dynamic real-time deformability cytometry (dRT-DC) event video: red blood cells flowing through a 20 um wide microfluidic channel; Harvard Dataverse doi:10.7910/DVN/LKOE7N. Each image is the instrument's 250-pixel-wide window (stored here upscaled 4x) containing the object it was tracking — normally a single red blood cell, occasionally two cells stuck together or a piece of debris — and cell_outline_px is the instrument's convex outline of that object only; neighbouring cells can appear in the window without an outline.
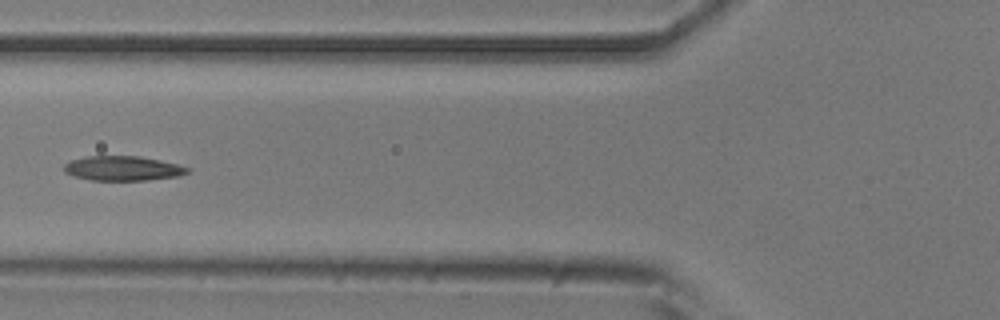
{"species": "common noctule bat (a hibernating species)", "species_latin": "Nyctalus noctula", "temperature_condition": "room temperature", "stored_images_in_passage": 10, "camera_frame_rate_fps": 3000, "um_per_image_px": 0.085, "animal": {"sex": "male", "body_mass_g": 20.5, "forearm_length_mm": 52.5}, "frame": {"image": 1, "passage_image": 5, "time_ms": 5.333, "image_size_px": [1000, 320], "cell_outline_px": [[192, 168], [188, 172], [176, 176], [148, 180], [92, 180], [72, 176], [64, 172], [64, 164], [72, 160], [84, 156], [140, 156], [160, 160]], "centroid_in_image_um": [10.41, 14.3], "position_along_channel_um": 115.4, "area_um2": 17.69}}
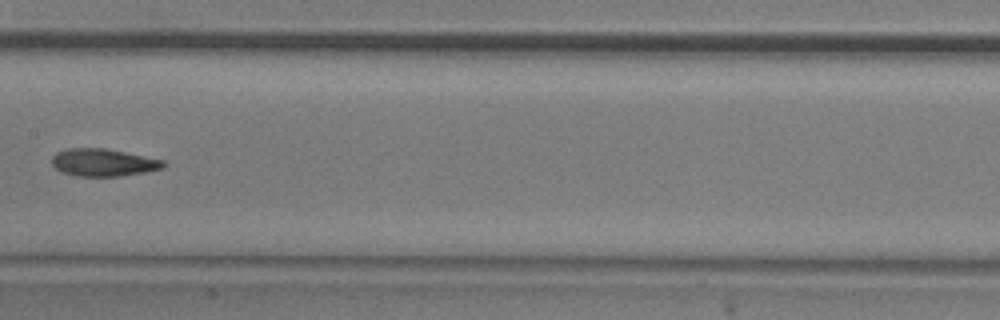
{"frame": {"image": 2, "passage_image": 7, "time_ms": 7.667, "image_size_px": [1000, 320], "cell_outline_px": [[168, 164], [164, 168], [144, 172], [120, 176], [76, 176], [60, 172], [52, 164], [52, 156], [56, 152], [68, 148], [104, 148], [164, 160]], "centroid_in_image_um": [8.77, 13.81], "position_along_channel_um": 198.6, "area_um2": 17.92}}
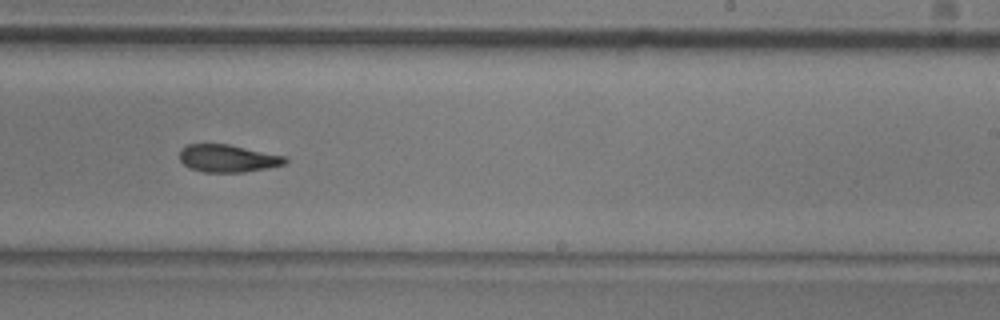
{"frame": {"image": 3, "passage_image": 9, "time_ms": 9.667, "image_size_px": [1000, 320], "cell_outline_px": [[288, 160], [284, 164], [268, 168], [244, 172], [204, 172], [192, 168], [184, 164], [180, 160], [180, 152], [188, 144], [228, 144], [288, 156]], "centroid_in_image_um": [19.42, 13.46], "position_along_channel_um": 269.6, "area_um2": 16.88}}